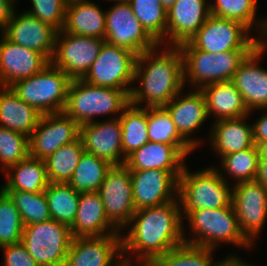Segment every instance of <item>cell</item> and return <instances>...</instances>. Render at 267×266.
Masks as SVG:
<instances>
[{"instance_id":"obj_1","label":"cell","mask_w":267,"mask_h":266,"mask_svg":"<svg viewBox=\"0 0 267 266\" xmlns=\"http://www.w3.org/2000/svg\"><path fill=\"white\" fill-rule=\"evenodd\" d=\"M181 211L178 197L171 202L136 210L128 224L131 225L129 232L126 236L121 235L125 266H133L131 258L125 256L127 253L138 255L135 261L146 266L152 259L185 244Z\"/></svg>"},{"instance_id":"obj_2","label":"cell","mask_w":267,"mask_h":266,"mask_svg":"<svg viewBox=\"0 0 267 266\" xmlns=\"http://www.w3.org/2000/svg\"><path fill=\"white\" fill-rule=\"evenodd\" d=\"M158 47L161 44L137 56L134 82L139 80V86L132 87L129 94V103L135 106L143 107L145 102L146 108L164 107L185 87L179 46L166 45L156 54Z\"/></svg>"},{"instance_id":"obj_3","label":"cell","mask_w":267,"mask_h":266,"mask_svg":"<svg viewBox=\"0 0 267 266\" xmlns=\"http://www.w3.org/2000/svg\"><path fill=\"white\" fill-rule=\"evenodd\" d=\"M186 166L178 179V198L184 219L194 210L232 205V187L221 170L210 166L189 172Z\"/></svg>"},{"instance_id":"obj_4","label":"cell","mask_w":267,"mask_h":266,"mask_svg":"<svg viewBox=\"0 0 267 266\" xmlns=\"http://www.w3.org/2000/svg\"><path fill=\"white\" fill-rule=\"evenodd\" d=\"M129 104L125 90L94 86L83 79H72L67 91L64 113L79 125L94 122L95 116L116 115L119 117Z\"/></svg>"},{"instance_id":"obj_5","label":"cell","mask_w":267,"mask_h":266,"mask_svg":"<svg viewBox=\"0 0 267 266\" xmlns=\"http://www.w3.org/2000/svg\"><path fill=\"white\" fill-rule=\"evenodd\" d=\"M186 220L194 234L192 239L184 237L186 244L209 249H216L221 242L248 249L254 246L240 230L233 205L194 210Z\"/></svg>"},{"instance_id":"obj_6","label":"cell","mask_w":267,"mask_h":266,"mask_svg":"<svg viewBox=\"0 0 267 266\" xmlns=\"http://www.w3.org/2000/svg\"><path fill=\"white\" fill-rule=\"evenodd\" d=\"M178 46L183 59L184 82H190L198 90L207 84L232 81L240 64L253 51L233 50L216 54L195 49L188 42Z\"/></svg>"},{"instance_id":"obj_7","label":"cell","mask_w":267,"mask_h":266,"mask_svg":"<svg viewBox=\"0 0 267 266\" xmlns=\"http://www.w3.org/2000/svg\"><path fill=\"white\" fill-rule=\"evenodd\" d=\"M71 80L63 70L50 63L42 71L18 80L10 87L41 114L60 113L65 109Z\"/></svg>"},{"instance_id":"obj_8","label":"cell","mask_w":267,"mask_h":266,"mask_svg":"<svg viewBox=\"0 0 267 266\" xmlns=\"http://www.w3.org/2000/svg\"><path fill=\"white\" fill-rule=\"evenodd\" d=\"M72 239L69 226L50 219L24 226L21 243L39 266H64Z\"/></svg>"},{"instance_id":"obj_9","label":"cell","mask_w":267,"mask_h":266,"mask_svg":"<svg viewBox=\"0 0 267 266\" xmlns=\"http://www.w3.org/2000/svg\"><path fill=\"white\" fill-rule=\"evenodd\" d=\"M242 23L210 14L188 43L195 49L222 53L233 50H254L258 37H251Z\"/></svg>"},{"instance_id":"obj_10","label":"cell","mask_w":267,"mask_h":266,"mask_svg":"<svg viewBox=\"0 0 267 266\" xmlns=\"http://www.w3.org/2000/svg\"><path fill=\"white\" fill-rule=\"evenodd\" d=\"M137 55L128 49L104 42L99 55L82 78L86 83L125 90L130 94Z\"/></svg>"},{"instance_id":"obj_11","label":"cell","mask_w":267,"mask_h":266,"mask_svg":"<svg viewBox=\"0 0 267 266\" xmlns=\"http://www.w3.org/2000/svg\"><path fill=\"white\" fill-rule=\"evenodd\" d=\"M104 39L65 32L56 33L50 63L63 70L71 79H82L95 61Z\"/></svg>"},{"instance_id":"obj_12","label":"cell","mask_w":267,"mask_h":266,"mask_svg":"<svg viewBox=\"0 0 267 266\" xmlns=\"http://www.w3.org/2000/svg\"><path fill=\"white\" fill-rule=\"evenodd\" d=\"M108 221L121 233L130 223L136 209L130 170L125 164L112 165L99 187Z\"/></svg>"},{"instance_id":"obj_13","label":"cell","mask_w":267,"mask_h":266,"mask_svg":"<svg viewBox=\"0 0 267 266\" xmlns=\"http://www.w3.org/2000/svg\"><path fill=\"white\" fill-rule=\"evenodd\" d=\"M104 40L137 56L159 45L136 18L129 2H116L106 11Z\"/></svg>"},{"instance_id":"obj_14","label":"cell","mask_w":267,"mask_h":266,"mask_svg":"<svg viewBox=\"0 0 267 266\" xmlns=\"http://www.w3.org/2000/svg\"><path fill=\"white\" fill-rule=\"evenodd\" d=\"M232 205L240 230L254 245L267 218V188L257 181L233 184Z\"/></svg>"},{"instance_id":"obj_15","label":"cell","mask_w":267,"mask_h":266,"mask_svg":"<svg viewBox=\"0 0 267 266\" xmlns=\"http://www.w3.org/2000/svg\"><path fill=\"white\" fill-rule=\"evenodd\" d=\"M80 125L64 112L42 114L29 137V156L45 160L79 138Z\"/></svg>"},{"instance_id":"obj_16","label":"cell","mask_w":267,"mask_h":266,"mask_svg":"<svg viewBox=\"0 0 267 266\" xmlns=\"http://www.w3.org/2000/svg\"><path fill=\"white\" fill-rule=\"evenodd\" d=\"M118 115L112 119L85 123L79 128V138L84 151L111 165H122L126 162L123 156L122 127Z\"/></svg>"},{"instance_id":"obj_17","label":"cell","mask_w":267,"mask_h":266,"mask_svg":"<svg viewBox=\"0 0 267 266\" xmlns=\"http://www.w3.org/2000/svg\"><path fill=\"white\" fill-rule=\"evenodd\" d=\"M64 266H125L121 234L73 238Z\"/></svg>"},{"instance_id":"obj_18","label":"cell","mask_w":267,"mask_h":266,"mask_svg":"<svg viewBox=\"0 0 267 266\" xmlns=\"http://www.w3.org/2000/svg\"><path fill=\"white\" fill-rule=\"evenodd\" d=\"M130 176L136 210L171 202L178 197V180L169 171L130 170Z\"/></svg>"},{"instance_id":"obj_19","label":"cell","mask_w":267,"mask_h":266,"mask_svg":"<svg viewBox=\"0 0 267 266\" xmlns=\"http://www.w3.org/2000/svg\"><path fill=\"white\" fill-rule=\"evenodd\" d=\"M15 11L1 34L12 43L35 50L51 60L57 31L25 11L21 14Z\"/></svg>"},{"instance_id":"obj_20","label":"cell","mask_w":267,"mask_h":266,"mask_svg":"<svg viewBox=\"0 0 267 266\" xmlns=\"http://www.w3.org/2000/svg\"><path fill=\"white\" fill-rule=\"evenodd\" d=\"M190 145L147 142L126 158L129 170L159 169L169 171L177 180L185 166V157L193 152Z\"/></svg>"},{"instance_id":"obj_21","label":"cell","mask_w":267,"mask_h":266,"mask_svg":"<svg viewBox=\"0 0 267 266\" xmlns=\"http://www.w3.org/2000/svg\"><path fill=\"white\" fill-rule=\"evenodd\" d=\"M0 37V86L10 87L50 64V60L43 54L14 44L2 34Z\"/></svg>"},{"instance_id":"obj_22","label":"cell","mask_w":267,"mask_h":266,"mask_svg":"<svg viewBox=\"0 0 267 266\" xmlns=\"http://www.w3.org/2000/svg\"><path fill=\"white\" fill-rule=\"evenodd\" d=\"M209 15L210 2L206 0H176L167 10L166 45L188 42Z\"/></svg>"},{"instance_id":"obj_23","label":"cell","mask_w":267,"mask_h":266,"mask_svg":"<svg viewBox=\"0 0 267 266\" xmlns=\"http://www.w3.org/2000/svg\"><path fill=\"white\" fill-rule=\"evenodd\" d=\"M264 51L265 48L257 46L240 64L231 81L250 113L267 108V70L257 63Z\"/></svg>"},{"instance_id":"obj_24","label":"cell","mask_w":267,"mask_h":266,"mask_svg":"<svg viewBox=\"0 0 267 266\" xmlns=\"http://www.w3.org/2000/svg\"><path fill=\"white\" fill-rule=\"evenodd\" d=\"M181 94L178 93L164 108L171 115L179 135L195 150L201 144L200 140L189 136L208 118L206 100L198 89L186 96Z\"/></svg>"},{"instance_id":"obj_25","label":"cell","mask_w":267,"mask_h":266,"mask_svg":"<svg viewBox=\"0 0 267 266\" xmlns=\"http://www.w3.org/2000/svg\"><path fill=\"white\" fill-rule=\"evenodd\" d=\"M70 230L73 238L122 234L108 221L98 192L80 193L78 209Z\"/></svg>"},{"instance_id":"obj_26","label":"cell","mask_w":267,"mask_h":266,"mask_svg":"<svg viewBox=\"0 0 267 266\" xmlns=\"http://www.w3.org/2000/svg\"><path fill=\"white\" fill-rule=\"evenodd\" d=\"M248 116L214 122L210 128L209 140L218 156L242 151L255 145L253 126L246 123Z\"/></svg>"},{"instance_id":"obj_27","label":"cell","mask_w":267,"mask_h":266,"mask_svg":"<svg viewBox=\"0 0 267 266\" xmlns=\"http://www.w3.org/2000/svg\"><path fill=\"white\" fill-rule=\"evenodd\" d=\"M200 91L206 100L208 117L213 114L217 118L215 121L240 118L251 114L242 95L231 81L207 84Z\"/></svg>"},{"instance_id":"obj_28","label":"cell","mask_w":267,"mask_h":266,"mask_svg":"<svg viewBox=\"0 0 267 266\" xmlns=\"http://www.w3.org/2000/svg\"><path fill=\"white\" fill-rule=\"evenodd\" d=\"M42 114L20 99L11 87L0 86V126L21 133L28 138Z\"/></svg>"},{"instance_id":"obj_29","label":"cell","mask_w":267,"mask_h":266,"mask_svg":"<svg viewBox=\"0 0 267 266\" xmlns=\"http://www.w3.org/2000/svg\"><path fill=\"white\" fill-rule=\"evenodd\" d=\"M106 12L91 0L67 3L63 30L80 36L105 38Z\"/></svg>"},{"instance_id":"obj_30","label":"cell","mask_w":267,"mask_h":266,"mask_svg":"<svg viewBox=\"0 0 267 266\" xmlns=\"http://www.w3.org/2000/svg\"><path fill=\"white\" fill-rule=\"evenodd\" d=\"M5 174L6 183L1 188L3 191L38 193L45 191L49 185L44 160L36 159L31 156L9 167L5 171Z\"/></svg>"},{"instance_id":"obj_31","label":"cell","mask_w":267,"mask_h":266,"mask_svg":"<svg viewBox=\"0 0 267 266\" xmlns=\"http://www.w3.org/2000/svg\"><path fill=\"white\" fill-rule=\"evenodd\" d=\"M119 118L122 127L123 156L127 158L150 141L147 128V108L129 103Z\"/></svg>"},{"instance_id":"obj_32","label":"cell","mask_w":267,"mask_h":266,"mask_svg":"<svg viewBox=\"0 0 267 266\" xmlns=\"http://www.w3.org/2000/svg\"><path fill=\"white\" fill-rule=\"evenodd\" d=\"M44 192L51 219L71 227L78 209L80 193L68 183H49Z\"/></svg>"},{"instance_id":"obj_33","label":"cell","mask_w":267,"mask_h":266,"mask_svg":"<svg viewBox=\"0 0 267 266\" xmlns=\"http://www.w3.org/2000/svg\"><path fill=\"white\" fill-rule=\"evenodd\" d=\"M84 152L82 141L78 138L47 157L44 162L49 183H68Z\"/></svg>"},{"instance_id":"obj_34","label":"cell","mask_w":267,"mask_h":266,"mask_svg":"<svg viewBox=\"0 0 267 266\" xmlns=\"http://www.w3.org/2000/svg\"><path fill=\"white\" fill-rule=\"evenodd\" d=\"M111 166L107 161L84 152L68 184L78 193L98 192Z\"/></svg>"},{"instance_id":"obj_35","label":"cell","mask_w":267,"mask_h":266,"mask_svg":"<svg viewBox=\"0 0 267 266\" xmlns=\"http://www.w3.org/2000/svg\"><path fill=\"white\" fill-rule=\"evenodd\" d=\"M129 3L145 30L166 46L167 10L160 0H130Z\"/></svg>"},{"instance_id":"obj_36","label":"cell","mask_w":267,"mask_h":266,"mask_svg":"<svg viewBox=\"0 0 267 266\" xmlns=\"http://www.w3.org/2000/svg\"><path fill=\"white\" fill-rule=\"evenodd\" d=\"M258 0H215L210 3V14L235 20L245 25L250 31L256 27L259 34L263 28L264 19L257 21ZM256 25V26H255Z\"/></svg>"},{"instance_id":"obj_37","label":"cell","mask_w":267,"mask_h":266,"mask_svg":"<svg viewBox=\"0 0 267 266\" xmlns=\"http://www.w3.org/2000/svg\"><path fill=\"white\" fill-rule=\"evenodd\" d=\"M214 251L185 243L152 259L146 266H213Z\"/></svg>"},{"instance_id":"obj_38","label":"cell","mask_w":267,"mask_h":266,"mask_svg":"<svg viewBox=\"0 0 267 266\" xmlns=\"http://www.w3.org/2000/svg\"><path fill=\"white\" fill-rule=\"evenodd\" d=\"M259 163L257 146L221 156V168L228 177H233L234 184L255 181Z\"/></svg>"},{"instance_id":"obj_39","label":"cell","mask_w":267,"mask_h":266,"mask_svg":"<svg viewBox=\"0 0 267 266\" xmlns=\"http://www.w3.org/2000/svg\"><path fill=\"white\" fill-rule=\"evenodd\" d=\"M147 128L151 142L189 145L177 132L171 115L164 107H147Z\"/></svg>"},{"instance_id":"obj_40","label":"cell","mask_w":267,"mask_h":266,"mask_svg":"<svg viewBox=\"0 0 267 266\" xmlns=\"http://www.w3.org/2000/svg\"><path fill=\"white\" fill-rule=\"evenodd\" d=\"M19 210L24 226L50 220L45 192L4 191Z\"/></svg>"},{"instance_id":"obj_41","label":"cell","mask_w":267,"mask_h":266,"mask_svg":"<svg viewBox=\"0 0 267 266\" xmlns=\"http://www.w3.org/2000/svg\"><path fill=\"white\" fill-rule=\"evenodd\" d=\"M24 224L13 200L0 191V247L21 242Z\"/></svg>"},{"instance_id":"obj_42","label":"cell","mask_w":267,"mask_h":266,"mask_svg":"<svg viewBox=\"0 0 267 266\" xmlns=\"http://www.w3.org/2000/svg\"><path fill=\"white\" fill-rule=\"evenodd\" d=\"M29 156V138L0 126V161L2 172ZM4 170V171H3Z\"/></svg>"},{"instance_id":"obj_43","label":"cell","mask_w":267,"mask_h":266,"mask_svg":"<svg viewBox=\"0 0 267 266\" xmlns=\"http://www.w3.org/2000/svg\"><path fill=\"white\" fill-rule=\"evenodd\" d=\"M31 2L33 8L25 12L50 25L57 32L63 29L68 3L66 0H31Z\"/></svg>"},{"instance_id":"obj_44","label":"cell","mask_w":267,"mask_h":266,"mask_svg":"<svg viewBox=\"0 0 267 266\" xmlns=\"http://www.w3.org/2000/svg\"><path fill=\"white\" fill-rule=\"evenodd\" d=\"M0 249L4 252V266H39L21 242L5 245Z\"/></svg>"},{"instance_id":"obj_45","label":"cell","mask_w":267,"mask_h":266,"mask_svg":"<svg viewBox=\"0 0 267 266\" xmlns=\"http://www.w3.org/2000/svg\"><path fill=\"white\" fill-rule=\"evenodd\" d=\"M267 110V108H265ZM253 126V141L257 145L260 141L267 140V112L255 121Z\"/></svg>"},{"instance_id":"obj_46","label":"cell","mask_w":267,"mask_h":266,"mask_svg":"<svg viewBox=\"0 0 267 266\" xmlns=\"http://www.w3.org/2000/svg\"><path fill=\"white\" fill-rule=\"evenodd\" d=\"M16 0H0V30L6 28L15 10L14 4ZM14 3V4H13Z\"/></svg>"},{"instance_id":"obj_47","label":"cell","mask_w":267,"mask_h":266,"mask_svg":"<svg viewBox=\"0 0 267 266\" xmlns=\"http://www.w3.org/2000/svg\"><path fill=\"white\" fill-rule=\"evenodd\" d=\"M236 255L233 254L228 256L227 258L218 261L214 263L213 266H252L250 263L244 262L242 259H240L238 256L235 257Z\"/></svg>"},{"instance_id":"obj_48","label":"cell","mask_w":267,"mask_h":266,"mask_svg":"<svg viewBox=\"0 0 267 266\" xmlns=\"http://www.w3.org/2000/svg\"><path fill=\"white\" fill-rule=\"evenodd\" d=\"M255 181L267 188V161H259Z\"/></svg>"},{"instance_id":"obj_49","label":"cell","mask_w":267,"mask_h":266,"mask_svg":"<svg viewBox=\"0 0 267 266\" xmlns=\"http://www.w3.org/2000/svg\"><path fill=\"white\" fill-rule=\"evenodd\" d=\"M260 37L264 39H260ZM257 41L259 47L267 49V18H264L263 28L261 30V33L259 34Z\"/></svg>"},{"instance_id":"obj_50","label":"cell","mask_w":267,"mask_h":266,"mask_svg":"<svg viewBox=\"0 0 267 266\" xmlns=\"http://www.w3.org/2000/svg\"><path fill=\"white\" fill-rule=\"evenodd\" d=\"M259 161H267V140L260 141L257 145Z\"/></svg>"},{"instance_id":"obj_51","label":"cell","mask_w":267,"mask_h":266,"mask_svg":"<svg viewBox=\"0 0 267 266\" xmlns=\"http://www.w3.org/2000/svg\"><path fill=\"white\" fill-rule=\"evenodd\" d=\"M175 2L176 0H160V3L164 6L166 10H169Z\"/></svg>"},{"instance_id":"obj_52","label":"cell","mask_w":267,"mask_h":266,"mask_svg":"<svg viewBox=\"0 0 267 266\" xmlns=\"http://www.w3.org/2000/svg\"><path fill=\"white\" fill-rule=\"evenodd\" d=\"M111 1H114V2H129L130 0H111Z\"/></svg>"}]
</instances>
